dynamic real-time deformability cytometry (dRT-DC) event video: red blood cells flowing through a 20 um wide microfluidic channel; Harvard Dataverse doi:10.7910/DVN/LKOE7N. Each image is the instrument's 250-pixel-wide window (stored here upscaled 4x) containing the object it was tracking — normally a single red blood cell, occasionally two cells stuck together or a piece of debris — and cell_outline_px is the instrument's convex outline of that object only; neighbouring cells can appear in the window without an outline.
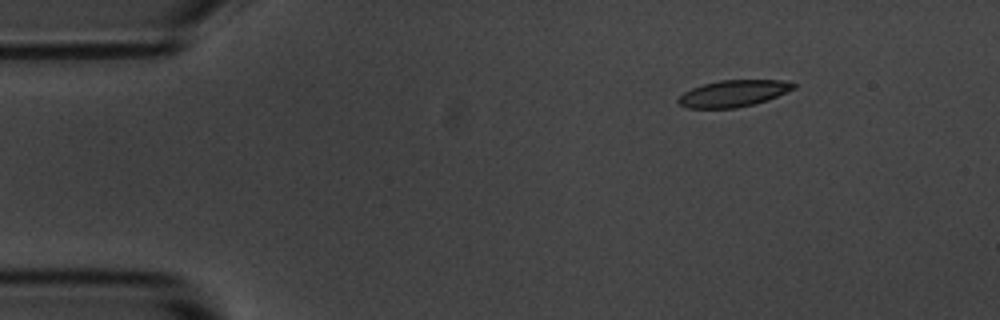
{"species": "common noctule bat (a hibernating species)", "species_latin": "Nyctalus noctula", "temperature_condition": "room temperature", "stored_images_in_passage": 7, "camera_frame_rate_fps": 3000, "um_per_image_px": 0.085, "animal": {"sex": "male", "body_mass_g": 20.1, "forearm_length_mm": 53.5}, "frame": {"image": 1, "passage_image": 1, "time_ms": 0.0, "image_size_px": [1000, 320], "cell_outline_px": [[796, 88], [768, 100], [756, 104], [736, 108], [688, 108], [680, 104], [676, 100], [684, 92], [692, 88], [704, 84], [720, 80], [780, 80], [796, 84]], "centroid_in_image_um": [62.35, 7.95], "position_along_channel_um": 22.6, "area_um2": 17.86}}
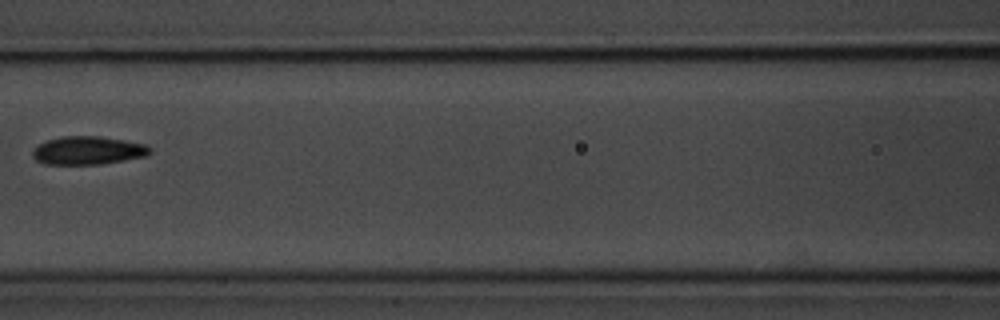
{"frame": {"image": 2, "passage_image": 6, "time_ms": 5.667, "image_size_px": [1000, 320], "cell_outline_px": [[152, 152], [148, 156], [100, 164], [44, 164], [36, 160], [32, 156], [32, 152], [40, 144], [48, 140], [64, 136], [100, 136], [124, 140], [144, 144], [152, 148]], "centroid_in_image_um": [7.51, 12.79], "position_along_channel_um": 159.1, "area_um2": 19.25}}
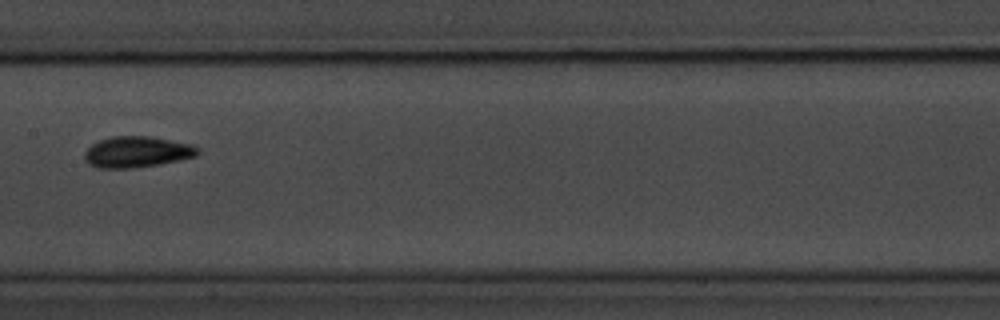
{"frame": {"image": 3, "passage_image": 7, "time_ms": 6.667, "image_size_px": [1000, 320], "cell_outline_px": [[200, 152], [196, 156], [156, 164], [132, 168], [96, 168], [88, 164], [84, 160], [84, 152], [92, 144], [100, 140], [112, 136], [148, 136], [192, 144], [200, 148]], "centroid_in_image_um": [11.61, 12.91], "position_along_channel_um": 195.8, "area_um2": 20.4}}